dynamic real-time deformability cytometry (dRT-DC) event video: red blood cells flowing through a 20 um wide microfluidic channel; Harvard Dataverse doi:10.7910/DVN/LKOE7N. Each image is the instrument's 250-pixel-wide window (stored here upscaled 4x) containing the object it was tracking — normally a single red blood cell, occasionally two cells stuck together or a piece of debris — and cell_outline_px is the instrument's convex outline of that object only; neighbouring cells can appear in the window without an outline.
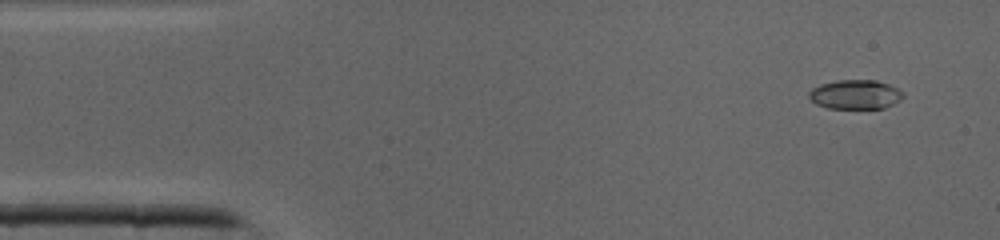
{"species": "common noctule bat (a hibernating species)", "species_latin": "Nyctalus noctula", "temperature_condition": "cold", "stored_images_in_passage": 42, "camera_frame_rate_fps": 3000, "um_per_image_px": 0.085, "animal": {"sex": "male", "body_mass_g": 19.0, "forearm_length_mm": 50.8}, "frame": {"image": 1, "passage_image": 3, "time_ms": 0.667, "image_size_px": [1000, 240], "cell_outline_px": [[904, 96], [900, 100], [884, 108], [828, 108], [816, 104], [808, 96], [808, 92], [812, 88], [820, 84], [836, 80], [876, 80], [888, 84], [904, 92]], "centroid_in_image_um": [72.69, 8.02], "position_along_channel_um": 12.3, "area_um2": 16.07}}
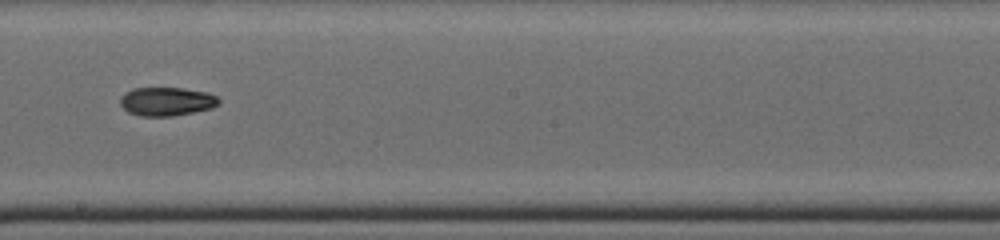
{"frame": {"image": 2, "passage_image": 23, "time_ms": 7.333, "image_size_px": [1000, 240], "cell_outline_px": [[220, 104], [212, 108], [172, 116], [140, 116], [128, 112], [120, 104], [120, 100], [132, 88], [184, 88], [208, 92], [216, 96], [220, 100]], "centroid_in_image_um": [14.21, 8.62], "position_along_channel_um": 234.0, "area_um2": 16.36}}
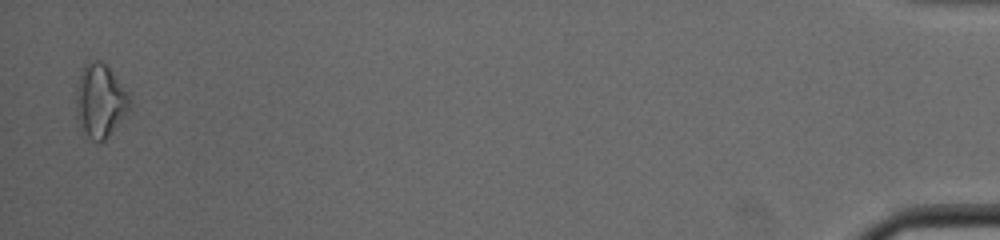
{"frame": {"image": 3, "passage_image": 41, "time_ms": 13.333, "image_size_px": [1000, 240], "cell_outline_px": [[132, 104], [108, 136], [104, 140], [92, 140], [80, 132], [76, 108], [76, 92], [80, 72], [84, 64], [96, 60], [100, 60], [112, 72], [128, 92]], "centroid_in_image_um": [8.49, 8.57], "position_along_channel_um": 426.7, "area_um2": 22.72}}